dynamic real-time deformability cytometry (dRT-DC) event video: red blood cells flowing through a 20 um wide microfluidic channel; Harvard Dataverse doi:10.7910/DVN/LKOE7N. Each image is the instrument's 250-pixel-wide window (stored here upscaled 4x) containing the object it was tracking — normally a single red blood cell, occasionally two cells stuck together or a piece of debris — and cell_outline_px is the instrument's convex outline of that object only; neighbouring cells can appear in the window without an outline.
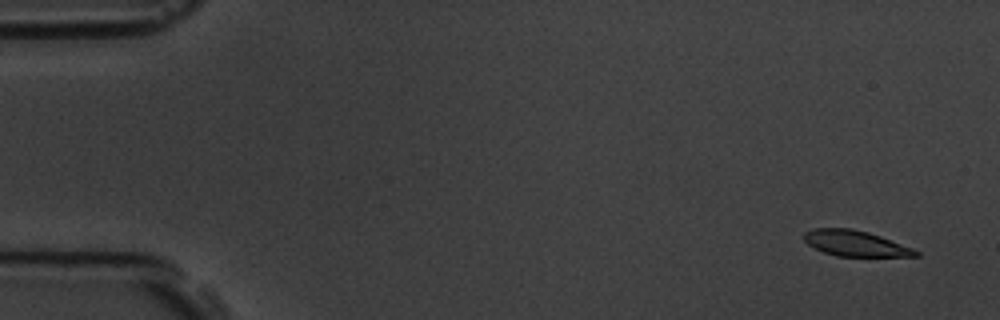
{"species": "common noctule bat (a hibernating species)", "species_latin": "Nyctalus noctula", "temperature_condition": "room temperature", "stored_images_in_passage": 6, "segment_of_instrument_passage": [2, 2], "camera_frame_rate_fps": 3000, "um_per_image_px": 0.085, "animal": {"sex": "male", "body_mass_g": 19.5, "forearm_length_mm": 54.6}, "frame": {"image": 1, "passage_image": 6, "time_ms": 6.333, "image_size_px": [1000, 320], "cell_outline_px": [[920, 256], [836, 256], [824, 252], [808, 244], [804, 240], [804, 232], [812, 228], [852, 228], [868, 232], [880, 236], [912, 248], [920, 252]], "centroid_in_image_um": [72.68, 20.68], "position_along_channel_um": 12.3, "area_um2": 16.59}}